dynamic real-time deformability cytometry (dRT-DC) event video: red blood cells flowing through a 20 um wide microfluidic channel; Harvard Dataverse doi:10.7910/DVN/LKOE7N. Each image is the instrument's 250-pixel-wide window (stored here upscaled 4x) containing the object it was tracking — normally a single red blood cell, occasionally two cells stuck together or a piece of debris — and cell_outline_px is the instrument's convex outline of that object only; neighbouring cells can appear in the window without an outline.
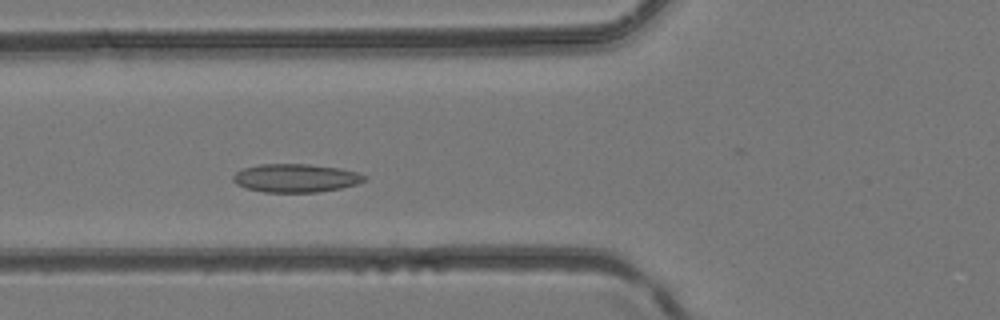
{"species": "common noctule bat (a hibernating species)", "species_latin": "Nyctalus noctula", "temperature_condition": "room temperature", "stored_images_in_passage": 36, "camera_frame_rate_fps": 3000, "um_per_image_px": 0.085, "animal": {"sex": "female", "body_mass_g": 24.6, "forearm_length_mm": 56.2}, "frame": {"image": 1, "passage_image": 10, "time_ms": 3.0, "image_size_px": [1000, 320], "cell_outline_px": [[368, 176], [364, 180], [356, 184], [340, 188], [316, 192], [264, 192], [248, 188], [236, 184], [232, 180], [232, 176], [236, 172], [244, 168], [260, 164], [308, 164], [340, 168], [356, 172]], "centroid_in_image_um": [25.12, 15.13], "position_along_channel_um": 100.7, "area_um2": 21.56}}
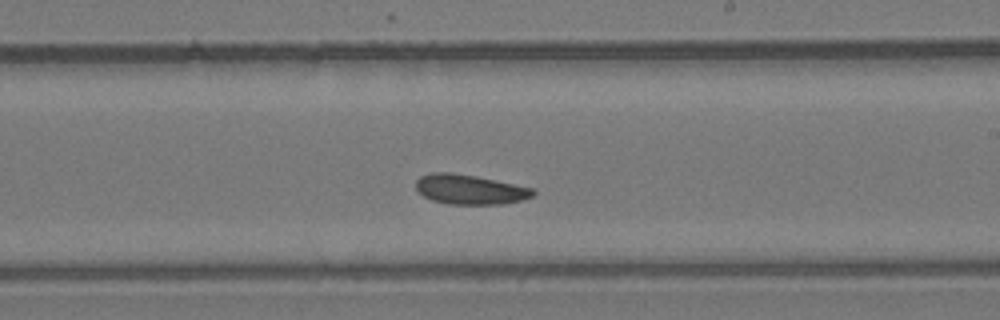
{"frame": {"image": 2, "passage_image": 19, "time_ms": 6.0, "image_size_px": [1000, 320], "cell_outline_px": [[536, 192], [532, 196], [520, 200], [504, 204], [448, 204], [432, 200], [416, 192], [416, 180], [420, 176], [428, 172], [452, 172], [476, 176], [532, 188]], "centroid_in_image_um": [39.87, 16.09], "position_along_channel_um": 249.1, "area_um2": 20.35}}
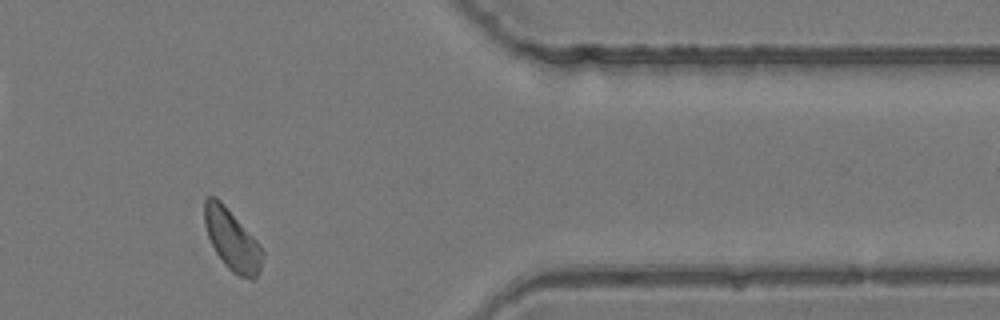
{"frame": {"image": 3, "passage_image": 29, "time_ms": 9.333, "image_size_px": [1000, 320], "cell_outline_px": [[264, 252], [260, 272], [252, 280], [236, 276], [224, 264], [216, 252], [208, 236], [204, 224], [204, 200], [208, 196], [216, 196], [224, 204], [260, 244]], "centroid_in_image_um": [19.73, 20.4], "position_along_channel_um": 391.7, "area_um2": 20.69}}